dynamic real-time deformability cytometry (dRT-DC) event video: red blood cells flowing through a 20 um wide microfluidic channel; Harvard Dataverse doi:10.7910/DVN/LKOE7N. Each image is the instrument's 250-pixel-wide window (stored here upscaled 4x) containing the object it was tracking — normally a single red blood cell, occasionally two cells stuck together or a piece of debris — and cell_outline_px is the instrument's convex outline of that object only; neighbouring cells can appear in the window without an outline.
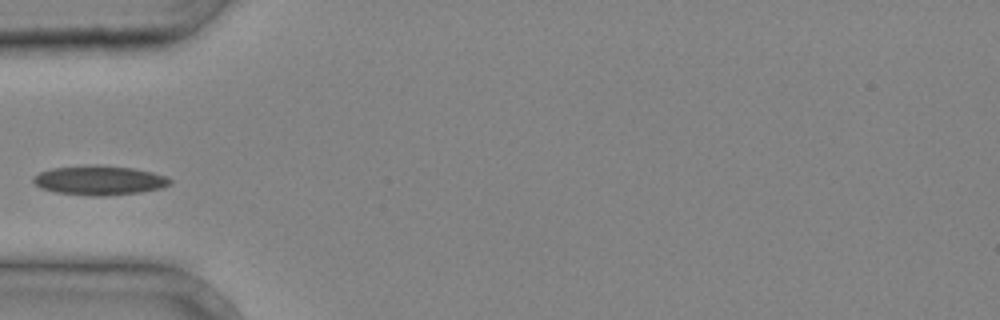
{"species": "common noctule bat (a hibernating species)", "species_latin": "Nyctalus noctula", "temperature_condition": "cold", "stored_images_in_passage": 3, "camera_frame_rate_fps": 3000, "um_per_image_px": 0.085, "animal": {"sex": "male", "body_mass_g": 20.4}, "frame": {"image": 1, "passage_image": 3, "time_ms": 0.667, "image_size_px": [1000, 320], "cell_outline_px": [[172, 184], [160, 188], [140, 192], [104, 196], [92, 196], [56, 192], [40, 188], [32, 180], [32, 176], [40, 172], [52, 168], [96, 164], [132, 168], [152, 172], [168, 176], [172, 180]], "centroid_in_image_um": [8.45, 15.32], "position_along_channel_um": 76.5, "area_um2": 23.52}}